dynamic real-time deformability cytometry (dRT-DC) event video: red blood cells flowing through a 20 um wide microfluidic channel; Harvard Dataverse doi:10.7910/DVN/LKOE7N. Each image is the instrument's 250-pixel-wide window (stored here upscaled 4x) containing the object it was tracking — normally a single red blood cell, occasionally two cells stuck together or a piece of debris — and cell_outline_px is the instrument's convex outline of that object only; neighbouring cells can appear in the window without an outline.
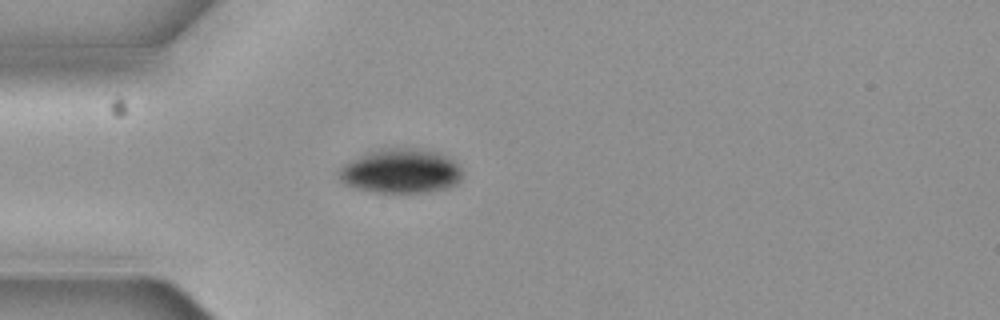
{"species": "common noctule bat (a hibernating species)", "species_latin": "Nyctalus noctula", "temperature_condition": "cold", "stored_images_in_passage": 1, "camera_frame_rate_fps": 3000, "um_per_image_px": 0.085, "animal": {"sex": "female", "body_mass_g": 19.3, "forearm_length_mm": 54.1}, "frame": {"image": 1, "passage_image": 1, "time_ms": 0.0, "image_size_px": [1000, 320], "cell_outline_px": [[464, 172], [460, 180], [456, 184], [448, 188], [428, 192], [376, 192], [356, 188], [344, 184], [340, 180], [336, 172], [344, 164], [368, 152], [388, 148], [416, 148], [436, 152], [452, 160]], "centroid_in_image_um": [34.06, 14.56], "position_along_channel_um": 50.9, "area_um2": 31.79}}